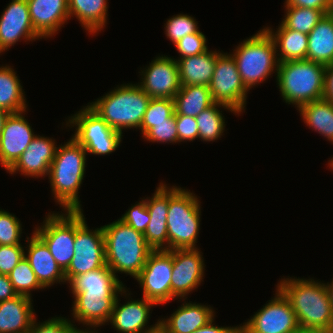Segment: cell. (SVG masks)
I'll list each match as a JSON object with an SVG mask.
<instances>
[{
  "instance_id": "1",
  "label": "cell",
  "mask_w": 333,
  "mask_h": 333,
  "mask_svg": "<svg viewBox=\"0 0 333 333\" xmlns=\"http://www.w3.org/2000/svg\"><path fill=\"white\" fill-rule=\"evenodd\" d=\"M123 283L107 265L66 283L74 299L71 321L83 325L82 333H98L97 327L109 322L117 295L127 287Z\"/></svg>"
},
{
  "instance_id": "2",
  "label": "cell",
  "mask_w": 333,
  "mask_h": 333,
  "mask_svg": "<svg viewBox=\"0 0 333 333\" xmlns=\"http://www.w3.org/2000/svg\"><path fill=\"white\" fill-rule=\"evenodd\" d=\"M276 287L289 300L300 329L333 328V305L324 281L281 278Z\"/></svg>"
},
{
  "instance_id": "3",
  "label": "cell",
  "mask_w": 333,
  "mask_h": 333,
  "mask_svg": "<svg viewBox=\"0 0 333 333\" xmlns=\"http://www.w3.org/2000/svg\"><path fill=\"white\" fill-rule=\"evenodd\" d=\"M87 155L72 136L57 146L47 177L54 201L62 211H82L79 190L86 174Z\"/></svg>"
},
{
  "instance_id": "4",
  "label": "cell",
  "mask_w": 333,
  "mask_h": 333,
  "mask_svg": "<svg viewBox=\"0 0 333 333\" xmlns=\"http://www.w3.org/2000/svg\"><path fill=\"white\" fill-rule=\"evenodd\" d=\"M105 241L106 265L115 273L136 278L153 249L144 234L117 219L102 226Z\"/></svg>"
},
{
  "instance_id": "5",
  "label": "cell",
  "mask_w": 333,
  "mask_h": 333,
  "mask_svg": "<svg viewBox=\"0 0 333 333\" xmlns=\"http://www.w3.org/2000/svg\"><path fill=\"white\" fill-rule=\"evenodd\" d=\"M150 97L136 83H123L88 105L114 130L140 129Z\"/></svg>"
},
{
  "instance_id": "6",
  "label": "cell",
  "mask_w": 333,
  "mask_h": 333,
  "mask_svg": "<svg viewBox=\"0 0 333 333\" xmlns=\"http://www.w3.org/2000/svg\"><path fill=\"white\" fill-rule=\"evenodd\" d=\"M326 65L307 59L279 63L276 83L283 102L297 109L323 99Z\"/></svg>"
},
{
  "instance_id": "7",
  "label": "cell",
  "mask_w": 333,
  "mask_h": 333,
  "mask_svg": "<svg viewBox=\"0 0 333 333\" xmlns=\"http://www.w3.org/2000/svg\"><path fill=\"white\" fill-rule=\"evenodd\" d=\"M229 52L248 91L277 75L279 61L272 37L262 28Z\"/></svg>"
},
{
  "instance_id": "8",
  "label": "cell",
  "mask_w": 333,
  "mask_h": 333,
  "mask_svg": "<svg viewBox=\"0 0 333 333\" xmlns=\"http://www.w3.org/2000/svg\"><path fill=\"white\" fill-rule=\"evenodd\" d=\"M201 208V202L193 191L169 185L168 250L199 248L197 240L200 232Z\"/></svg>"
},
{
  "instance_id": "9",
  "label": "cell",
  "mask_w": 333,
  "mask_h": 333,
  "mask_svg": "<svg viewBox=\"0 0 333 333\" xmlns=\"http://www.w3.org/2000/svg\"><path fill=\"white\" fill-rule=\"evenodd\" d=\"M86 105L66 118L65 128H75L71 136L87 154L105 156L115 152L121 146L123 134L110 127L88 103Z\"/></svg>"
},
{
  "instance_id": "10",
  "label": "cell",
  "mask_w": 333,
  "mask_h": 333,
  "mask_svg": "<svg viewBox=\"0 0 333 333\" xmlns=\"http://www.w3.org/2000/svg\"><path fill=\"white\" fill-rule=\"evenodd\" d=\"M83 212L75 211V254L64 272L66 283L74 276L106 265L103 228L89 229Z\"/></svg>"
},
{
  "instance_id": "11",
  "label": "cell",
  "mask_w": 333,
  "mask_h": 333,
  "mask_svg": "<svg viewBox=\"0 0 333 333\" xmlns=\"http://www.w3.org/2000/svg\"><path fill=\"white\" fill-rule=\"evenodd\" d=\"M46 215L41 225L34 227V232L46 243L58 266L65 272L75 254V211H51Z\"/></svg>"
},
{
  "instance_id": "12",
  "label": "cell",
  "mask_w": 333,
  "mask_h": 333,
  "mask_svg": "<svg viewBox=\"0 0 333 333\" xmlns=\"http://www.w3.org/2000/svg\"><path fill=\"white\" fill-rule=\"evenodd\" d=\"M275 290L271 300L250 319L239 324L240 333H299L298 321L289 300L277 287Z\"/></svg>"
},
{
  "instance_id": "13",
  "label": "cell",
  "mask_w": 333,
  "mask_h": 333,
  "mask_svg": "<svg viewBox=\"0 0 333 333\" xmlns=\"http://www.w3.org/2000/svg\"><path fill=\"white\" fill-rule=\"evenodd\" d=\"M208 87L215 103L225 104L239 115L245 113L249 92L241 80L236 62L230 53L221 51L218 55Z\"/></svg>"
},
{
  "instance_id": "14",
  "label": "cell",
  "mask_w": 333,
  "mask_h": 333,
  "mask_svg": "<svg viewBox=\"0 0 333 333\" xmlns=\"http://www.w3.org/2000/svg\"><path fill=\"white\" fill-rule=\"evenodd\" d=\"M172 250H153L135 278L142 296L157 306L171 302Z\"/></svg>"
},
{
  "instance_id": "15",
  "label": "cell",
  "mask_w": 333,
  "mask_h": 333,
  "mask_svg": "<svg viewBox=\"0 0 333 333\" xmlns=\"http://www.w3.org/2000/svg\"><path fill=\"white\" fill-rule=\"evenodd\" d=\"M128 292V293H127ZM132 294L125 287L116 297L108 325L119 333H151L159 327V320L148 325L152 308L157 306L144 297L132 299ZM120 296L127 301L120 303ZM150 318V319H149Z\"/></svg>"
},
{
  "instance_id": "16",
  "label": "cell",
  "mask_w": 333,
  "mask_h": 333,
  "mask_svg": "<svg viewBox=\"0 0 333 333\" xmlns=\"http://www.w3.org/2000/svg\"><path fill=\"white\" fill-rule=\"evenodd\" d=\"M199 248L172 250L171 300L187 299L204 282L205 262Z\"/></svg>"
},
{
  "instance_id": "17",
  "label": "cell",
  "mask_w": 333,
  "mask_h": 333,
  "mask_svg": "<svg viewBox=\"0 0 333 333\" xmlns=\"http://www.w3.org/2000/svg\"><path fill=\"white\" fill-rule=\"evenodd\" d=\"M169 55L156 56L138 72L136 83L150 98L174 99L180 90L178 63Z\"/></svg>"
},
{
  "instance_id": "18",
  "label": "cell",
  "mask_w": 333,
  "mask_h": 333,
  "mask_svg": "<svg viewBox=\"0 0 333 333\" xmlns=\"http://www.w3.org/2000/svg\"><path fill=\"white\" fill-rule=\"evenodd\" d=\"M0 15V56L21 42L42 39L34 30L27 0H11Z\"/></svg>"
},
{
  "instance_id": "19",
  "label": "cell",
  "mask_w": 333,
  "mask_h": 333,
  "mask_svg": "<svg viewBox=\"0 0 333 333\" xmlns=\"http://www.w3.org/2000/svg\"><path fill=\"white\" fill-rule=\"evenodd\" d=\"M26 111L10 113L0 135V165L6 171L17 161L37 134L25 118Z\"/></svg>"
},
{
  "instance_id": "20",
  "label": "cell",
  "mask_w": 333,
  "mask_h": 333,
  "mask_svg": "<svg viewBox=\"0 0 333 333\" xmlns=\"http://www.w3.org/2000/svg\"><path fill=\"white\" fill-rule=\"evenodd\" d=\"M52 137L37 134L17 161L6 171L11 175L19 173L25 177L46 178L57 149Z\"/></svg>"
},
{
  "instance_id": "21",
  "label": "cell",
  "mask_w": 333,
  "mask_h": 333,
  "mask_svg": "<svg viewBox=\"0 0 333 333\" xmlns=\"http://www.w3.org/2000/svg\"><path fill=\"white\" fill-rule=\"evenodd\" d=\"M150 221L144 233L147 244L153 250H168L167 215L169 184L161 181L151 197L145 198Z\"/></svg>"
},
{
  "instance_id": "22",
  "label": "cell",
  "mask_w": 333,
  "mask_h": 333,
  "mask_svg": "<svg viewBox=\"0 0 333 333\" xmlns=\"http://www.w3.org/2000/svg\"><path fill=\"white\" fill-rule=\"evenodd\" d=\"M27 3L33 28L41 38L55 37L70 20L68 0H27Z\"/></svg>"
},
{
  "instance_id": "23",
  "label": "cell",
  "mask_w": 333,
  "mask_h": 333,
  "mask_svg": "<svg viewBox=\"0 0 333 333\" xmlns=\"http://www.w3.org/2000/svg\"><path fill=\"white\" fill-rule=\"evenodd\" d=\"M27 236L24 240L27 242L25 247V258L39 283L46 289L55 284H66L64 272L58 266L46 243L35 233Z\"/></svg>"
},
{
  "instance_id": "24",
  "label": "cell",
  "mask_w": 333,
  "mask_h": 333,
  "mask_svg": "<svg viewBox=\"0 0 333 333\" xmlns=\"http://www.w3.org/2000/svg\"><path fill=\"white\" fill-rule=\"evenodd\" d=\"M186 300H178L183 303L173 311L171 316L158 319L159 327L165 333H192L216 316L214 308L210 305L190 302V300L186 302Z\"/></svg>"
},
{
  "instance_id": "25",
  "label": "cell",
  "mask_w": 333,
  "mask_h": 333,
  "mask_svg": "<svg viewBox=\"0 0 333 333\" xmlns=\"http://www.w3.org/2000/svg\"><path fill=\"white\" fill-rule=\"evenodd\" d=\"M33 299L23 295L0 302V333H27L36 317Z\"/></svg>"
},
{
  "instance_id": "26",
  "label": "cell",
  "mask_w": 333,
  "mask_h": 333,
  "mask_svg": "<svg viewBox=\"0 0 333 333\" xmlns=\"http://www.w3.org/2000/svg\"><path fill=\"white\" fill-rule=\"evenodd\" d=\"M220 53L216 49L207 50L200 55L178 59L180 84L209 86Z\"/></svg>"
},
{
  "instance_id": "27",
  "label": "cell",
  "mask_w": 333,
  "mask_h": 333,
  "mask_svg": "<svg viewBox=\"0 0 333 333\" xmlns=\"http://www.w3.org/2000/svg\"><path fill=\"white\" fill-rule=\"evenodd\" d=\"M108 9V0H68L70 20L76 17L80 26L91 36L104 31Z\"/></svg>"
},
{
  "instance_id": "28",
  "label": "cell",
  "mask_w": 333,
  "mask_h": 333,
  "mask_svg": "<svg viewBox=\"0 0 333 333\" xmlns=\"http://www.w3.org/2000/svg\"><path fill=\"white\" fill-rule=\"evenodd\" d=\"M264 29L275 43L279 63L306 59L308 34L288 29L282 23L276 30L268 25Z\"/></svg>"
},
{
  "instance_id": "29",
  "label": "cell",
  "mask_w": 333,
  "mask_h": 333,
  "mask_svg": "<svg viewBox=\"0 0 333 333\" xmlns=\"http://www.w3.org/2000/svg\"><path fill=\"white\" fill-rule=\"evenodd\" d=\"M306 59L324 65L333 63V12L325 14L308 34Z\"/></svg>"
},
{
  "instance_id": "30",
  "label": "cell",
  "mask_w": 333,
  "mask_h": 333,
  "mask_svg": "<svg viewBox=\"0 0 333 333\" xmlns=\"http://www.w3.org/2000/svg\"><path fill=\"white\" fill-rule=\"evenodd\" d=\"M21 83L12 66H0V108L9 113H20L28 109L25 89H22Z\"/></svg>"
},
{
  "instance_id": "31",
  "label": "cell",
  "mask_w": 333,
  "mask_h": 333,
  "mask_svg": "<svg viewBox=\"0 0 333 333\" xmlns=\"http://www.w3.org/2000/svg\"><path fill=\"white\" fill-rule=\"evenodd\" d=\"M297 110L309 129L333 144V102L320 99L303 104Z\"/></svg>"
},
{
  "instance_id": "32",
  "label": "cell",
  "mask_w": 333,
  "mask_h": 333,
  "mask_svg": "<svg viewBox=\"0 0 333 333\" xmlns=\"http://www.w3.org/2000/svg\"><path fill=\"white\" fill-rule=\"evenodd\" d=\"M215 102L205 85H181L174 97L175 115L197 117Z\"/></svg>"
},
{
  "instance_id": "33",
  "label": "cell",
  "mask_w": 333,
  "mask_h": 333,
  "mask_svg": "<svg viewBox=\"0 0 333 333\" xmlns=\"http://www.w3.org/2000/svg\"><path fill=\"white\" fill-rule=\"evenodd\" d=\"M222 109L228 110L235 116H240L231 107L221 103H214L195 117L199 129V140L202 142H216L221 136L225 135L226 121Z\"/></svg>"
},
{
  "instance_id": "34",
  "label": "cell",
  "mask_w": 333,
  "mask_h": 333,
  "mask_svg": "<svg viewBox=\"0 0 333 333\" xmlns=\"http://www.w3.org/2000/svg\"><path fill=\"white\" fill-rule=\"evenodd\" d=\"M285 15L281 23L288 29L309 34L321 18L327 14L324 10L304 7H284Z\"/></svg>"
},
{
  "instance_id": "35",
  "label": "cell",
  "mask_w": 333,
  "mask_h": 333,
  "mask_svg": "<svg viewBox=\"0 0 333 333\" xmlns=\"http://www.w3.org/2000/svg\"><path fill=\"white\" fill-rule=\"evenodd\" d=\"M8 277L18 295L32 298L33 294L31 292L33 290L39 291L40 289H44L25 257L8 274Z\"/></svg>"
},
{
  "instance_id": "36",
  "label": "cell",
  "mask_w": 333,
  "mask_h": 333,
  "mask_svg": "<svg viewBox=\"0 0 333 333\" xmlns=\"http://www.w3.org/2000/svg\"><path fill=\"white\" fill-rule=\"evenodd\" d=\"M174 115V99L151 98L139 129L140 133L143 136L155 124L168 123Z\"/></svg>"
},
{
  "instance_id": "37",
  "label": "cell",
  "mask_w": 333,
  "mask_h": 333,
  "mask_svg": "<svg viewBox=\"0 0 333 333\" xmlns=\"http://www.w3.org/2000/svg\"><path fill=\"white\" fill-rule=\"evenodd\" d=\"M164 26L167 39L174 45L186 35L197 33L200 30L198 21L193 16L183 13L168 18Z\"/></svg>"
},
{
  "instance_id": "38",
  "label": "cell",
  "mask_w": 333,
  "mask_h": 333,
  "mask_svg": "<svg viewBox=\"0 0 333 333\" xmlns=\"http://www.w3.org/2000/svg\"><path fill=\"white\" fill-rule=\"evenodd\" d=\"M22 223L9 211L0 209V245H18L22 238Z\"/></svg>"
},
{
  "instance_id": "39",
  "label": "cell",
  "mask_w": 333,
  "mask_h": 333,
  "mask_svg": "<svg viewBox=\"0 0 333 333\" xmlns=\"http://www.w3.org/2000/svg\"><path fill=\"white\" fill-rule=\"evenodd\" d=\"M36 318L27 333H82L81 329L70 318L61 315L48 318L43 322H37Z\"/></svg>"
},
{
  "instance_id": "40",
  "label": "cell",
  "mask_w": 333,
  "mask_h": 333,
  "mask_svg": "<svg viewBox=\"0 0 333 333\" xmlns=\"http://www.w3.org/2000/svg\"><path fill=\"white\" fill-rule=\"evenodd\" d=\"M206 43L207 38L200 30L197 33L186 35L174 45L179 54V57L175 60L177 61L181 58L196 56L206 52L209 50Z\"/></svg>"
},
{
  "instance_id": "41",
  "label": "cell",
  "mask_w": 333,
  "mask_h": 333,
  "mask_svg": "<svg viewBox=\"0 0 333 333\" xmlns=\"http://www.w3.org/2000/svg\"><path fill=\"white\" fill-rule=\"evenodd\" d=\"M144 141L152 143H178V132L175 123V115L169 120L168 123L155 124L143 136Z\"/></svg>"
},
{
  "instance_id": "42",
  "label": "cell",
  "mask_w": 333,
  "mask_h": 333,
  "mask_svg": "<svg viewBox=\"0 0 333 333\" xmlns=\"http://www.w3.org/2000/svg\"><path fill=\"white\" fill-rule=\"evenodd\" d=\"M141 199L142 200H139V202L129 207L119 219L144 234L150 221V214L146 206L145 197Z\"/></svg>"
},
{
  "instance_id": "43",
  "label": "cell",
  "mask_w": 333,
  "mask_h": 333,
  "mask_svg": "<svg viewBox=\"0 0 333 333\" xmlns=\"http://www.w3.org/2000/svg\"><path fill=\"white\" fill-rule=\"evenodd\" d=\"M25 257V246L0 245V274L8 275Z\"/></svg>"
},
{
  "instance_id": "44",
  "label": "cell",
  "mask_w": 333,
  "mask_h": 333,
  "mask_svg": "<svg viewBox=\"0 0 333 333\" xmlns=\"http://www.w3.org/2000/svg\"><path fill=\"white\" fill-rule=\"evenodd\" d=\"M175 123L178 132V143L193 142L199 139V129L195 117L175 115Z\"/></svg>"
},
{
  "instance_id": "45",
  "label": "cell",
  "mask_w": 333,
  "mask_h": 333,
  "mask_svg": "<svg viewBox=\"0 0 333 333\" xmlns=\"http://www.w3.org/2000/svg\"><path fill=\"white\" fill-rule=\"evenodd\" d=\"M284 7H304L333 12V0H285Z\"/></svg>"
},
{
  "instance_id": "46",
  "label": "cell",
  "mask_w": 333,
  "mask_h": 333,
  "mask_svg": "<svg viewBox=\"0 0 333 333\" xmlns=\"http://www.w3.org/2000/svg\"><path fill=\"white\" fill-rule=\"evenodd\" d=\"M215 317L205 326L198 328L192 333H240L239 326H219L215 325Z\"/></svg>"
},
{
  "instance_id": "47",
  "label": "cell",
  "mask_w": 333,
  "mask_h": 333,
  "mask_svg": "<svg viewBox=\"0 0 333 333\" xmlns=\"http://www.w3.org/2000/svg\"><path fill=\"white\" fill-rule=\"evenodd\" d=\"M17 295L8 275L0 274V302L10 300Z\"/></svg>"
},
{
  "instance_id": "48",
  "label": "cell",
  "mask_w": 333,
  "mask_h": 333,
  "mask_svg": "<svg viewBox=\"0 0 333 333\" xmlns=\"http://www.w3.org/2000/svg\"><path fill=\"white\" fill-rule=\"evenodd\" d=\"M323 99L333 102V63L326 65Z\"/></svg>"
},
{
  "instance_id": "49",
  "label": "cell",
  "mask_w": 333,
  "mask_h": 333,
  "mask_svg": "<svg viewBox=\"0 0 333 333\" xmlns=\"http://www.w3.org/2000/svg\"><path fill=\"white\" fill-rule=\"evenodd\" d=\"M299 333H333V328H324V329H300Z\"/></svg>"
},
{
  "instance_id": "50",
  "label": "cell",
  "mask_w": 333,
  "mask_h": 333,
  "mask_svg": "<svg viewBox=\"0 0 333 333\" xmlns=\"http://www.w3.org/2000/svg\"><path fill=\"white\" fill-rule=\"evenodd\" d=\"M10 113L2 108H0V135H1V132L3 130V125H4V122L6 120V118L8 117Z\"/></svg>"
},
{
  "instance_id": "51",
  "label": "cell",
  "mask_w": 333,
  "mask_h": 333,
  "mask_svg": "<svg viewBox=\"0 0 333 333\" xmlns=\"http://www.w3.org/2000/svg\"><path fill=\"white\" fill-rule=\"evenodd\" d=\"M325 284L327 286L328 293H329V296H330V299H331V302H332V305H333V278H332V281L327 282Z\"/></svg>"
},
{
  "instance_id": "52",
  "label": "cell",
  "mask_w": 333,
  "mask_h": 333,
  "mask_svg": "<svg viewBox=\"0 0 333 333\" xmlns=\"http://www.w3.org/2000/svg\"><path fill=\"white\" fill-rule=\"evenodd\" d=\"M330 168V170H333V157H331V159L328 160V166Z\"/></svg>"
},
{
  "instance_id": "53",
  "label": "cell",
  "mask_w": 333,
  "mask_h": 333,
  "mask_svg": "<svg viewBox=\"0 0 333 333\" xmlns=\"http://www.w3.org/2000/svg\"><path fill=\"white\" fill-rule=\"evenodd\" d=\"M151 333H165L160 327H158L155 331Z\"/></svg>"
}]
</instances>
